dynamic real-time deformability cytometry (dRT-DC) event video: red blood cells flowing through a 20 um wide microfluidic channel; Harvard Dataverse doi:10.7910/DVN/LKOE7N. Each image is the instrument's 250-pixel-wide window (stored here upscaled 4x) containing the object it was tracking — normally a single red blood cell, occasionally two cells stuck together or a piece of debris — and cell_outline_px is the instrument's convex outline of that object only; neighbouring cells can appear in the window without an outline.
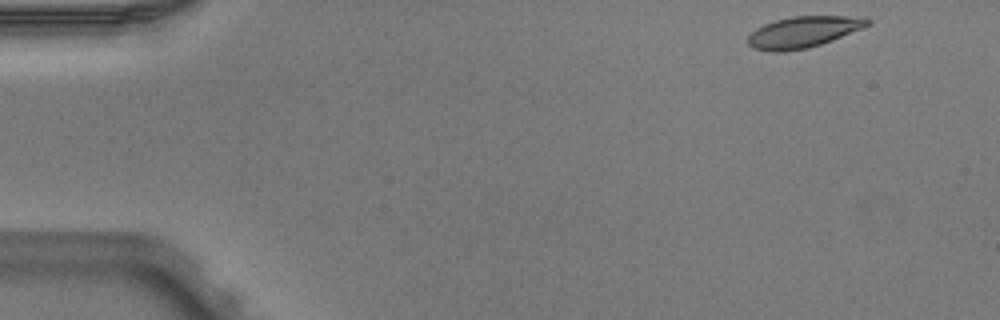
{"species": "Egyptian fruit bat (a non-hibernating species)", "species_latin": "Rousettus aegyptiacus", "temperature_condition": "warm", "stored_images_in_passage": 3, "camera_frame_rate_fps": 3000, "um_per_image_px": 0.085, "animal": {"sex": "male"}, "frame": {"image": 1, "passage_image": 1, "time_ms": 0.0, "image_size_px": [1000, 320], "cell_outline_px": [[872, 24], [864, 28], [832, 40], [808, 48], [784, 52], [772, 52], [752, 48], [748, 44], [748, 36], [756, 28], [764, 24], [776, 20], [792, 16], [868, 16], [872, 20]], "centroid_in_image_um": [68.34, 2.71], "position_along_channel_um": 16.7, "area_um2": 22.08}}